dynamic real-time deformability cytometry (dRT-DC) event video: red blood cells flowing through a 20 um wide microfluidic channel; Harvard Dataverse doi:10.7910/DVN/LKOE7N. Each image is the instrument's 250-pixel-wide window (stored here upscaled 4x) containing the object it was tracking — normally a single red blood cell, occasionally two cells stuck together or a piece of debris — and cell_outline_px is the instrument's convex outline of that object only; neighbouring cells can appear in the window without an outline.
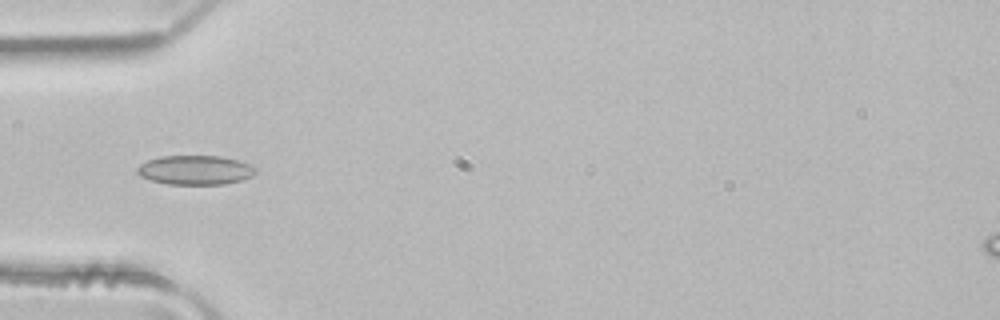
{"species": "common noctule bat (a hibernating species)", "species_latin": "Nyctalus noctula", "temperature_condition": "room temperature", "stored_images_in_passage": 1, "camera_frame_rate_fps": 3000, "um_per_image_px": 0.085, "animal": {"sex": "male", "body_mass_g": 21.5, "forearm_length_mm": 52.0}, "frame": {"image": 1, "passage_image": 1, "time_ms": 0.0, "image_size_px": [1000, 320], "cell_outline_px": [[256, 172], [252, 176], [240, 180], [224, 184], [168, 184], [152, 180], [140, 176], [136, 172], [136, 168], [140, 164], [148, 160], [160, 156], [220, 156], [252, 164], [256, 168]], "centroid_in_image_um": [16.59, 14.45], "position_along_channel_um": 68.4, "area_um2": 20.17}}